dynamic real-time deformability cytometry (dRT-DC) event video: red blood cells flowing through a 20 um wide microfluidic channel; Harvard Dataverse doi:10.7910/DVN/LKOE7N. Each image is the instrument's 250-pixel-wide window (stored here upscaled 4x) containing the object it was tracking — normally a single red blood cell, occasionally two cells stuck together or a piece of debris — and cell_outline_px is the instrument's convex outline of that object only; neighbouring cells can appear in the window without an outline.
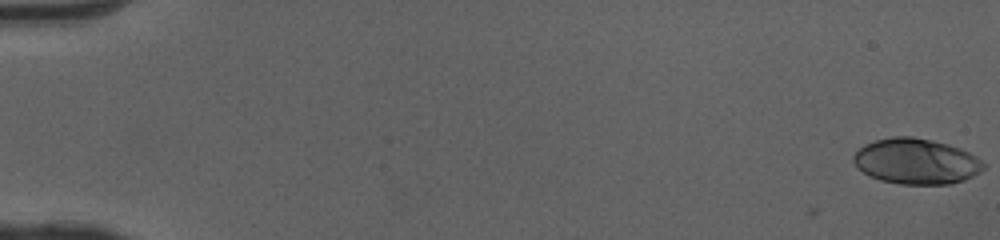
{"species": "human", "species_latin": "Homo sapiens", "temperature_condition": "cold", "stored_images_in_passage": 51, "camera_frame_rate_fps": 3000, "um_per_image_px": 0.085, "donor": {"sex": "female"}, "frame": {"image": 1, "passage_image": 1, "time_ms": 0.0, "image_size_px": [1000, 240], "cell_outline_px": [[984, 168], [980, 172], [964, 180], [952, 184], [900, 184], [880, 180], [856, 168], [852, 160], [852, 156], [864, 144], [876, 140], [892, 136], [912, 136], [932, 140], [948, 144], [960, 148], [976, 156], [984, 164]], "centroid_in_image_um": [77.86, 13.71], "position_along_channel_um": 7.1, "area_um2": 34.62}}
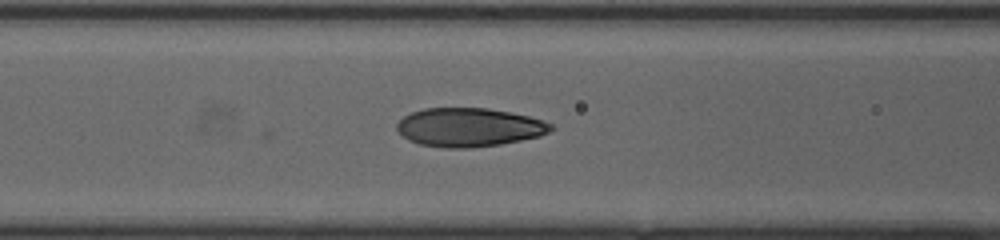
{"frame": {"image": 2, "passage_image": 23, "time_ms": 7.333, "image_size_px": [1000, 240], "cell_outline_px": [[556, 128], [540, 136], [500, 144], [468, 148], [444, 148], [420, 144], [408, 140], [396, 128], [396, 124], [404, 116], [412, 112], [424, 108], [488, 108], [512, 112], [544, 120], [552, 124]], "centroid_in_image_um": [39.89, 10.81], "position_along_channel_um": 126.7, "area_um2": 34.8}}
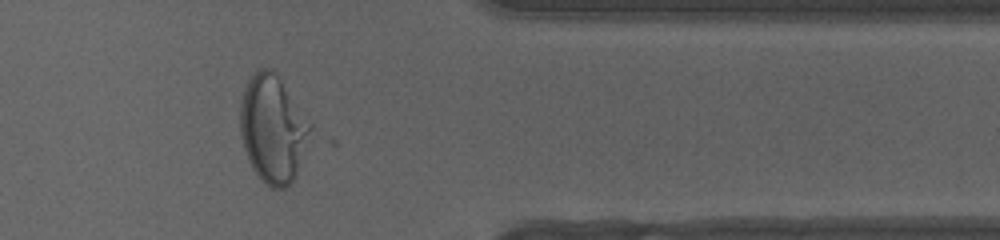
{"frame": {"image": 3, "passage_image": 43, "time_ms": 14.0, "image_size_px": [1000, 240], "cell_outline_px": [[312, 128], [296, 176], [284, 188], [272, 188], [260, 180], [252, 168], [248, 160], [244, 148], [240, 132], [240, 104], [244, 88], [248, 80], [256, 68], [272, 68], [276, 72], [312, 124]], "centroid_in_image_um": [23.18, 10.93], "position_along_channel_um": 388.2, "area_um2": 44.04}, "authors_computed_cell_mechanics": {"area_um2": 34.6222, "velocity_mm_per_s": 4.0913, "shape_relaxation_time_tau1_ms": 4.2721, "shape_relaxation_time_tau2_ms": null, "deformation_change_tau1": 0.2149, "deformation_change_tau2": null}}